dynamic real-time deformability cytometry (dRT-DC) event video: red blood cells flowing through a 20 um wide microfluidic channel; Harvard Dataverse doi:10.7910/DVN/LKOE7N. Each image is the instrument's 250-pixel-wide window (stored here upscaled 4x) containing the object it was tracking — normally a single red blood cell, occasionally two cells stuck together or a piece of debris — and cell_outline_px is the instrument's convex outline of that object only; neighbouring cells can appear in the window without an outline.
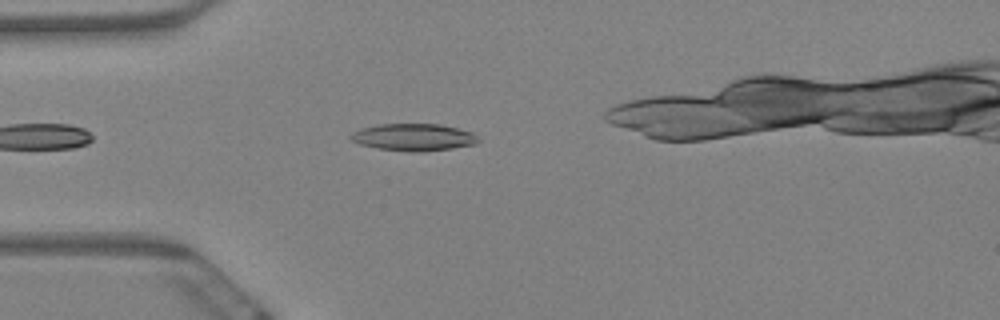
{"species": "Egyptian fruit bat (a non-hibernating species)", "species_latin": "Rousettus aegyptiacus", "temperature_condition": "warm", "stored_images_in_passage": 2, "camera_frame_rate_fps": 3000, "um_per_image_px": 0.085, "animal": {"sex": "female"}, "frame": {"image": 1, "passage_image": 2, "time_ms": 0.333, "image_size_px": [1000, 320], "cell_outline_px": [[480, 140], [476, 144], [452, 148], [424, 152], [420, 152], [380, 148], [360, 144], [352, 140], [348, 136], [352, 132], [360, 128], [380, 124], [440, 124], [472, 132]], "centroid_in_image_um": [35.16, 11.65], "position_along_channel_um": 49.8, "area_um2": 20.0}}